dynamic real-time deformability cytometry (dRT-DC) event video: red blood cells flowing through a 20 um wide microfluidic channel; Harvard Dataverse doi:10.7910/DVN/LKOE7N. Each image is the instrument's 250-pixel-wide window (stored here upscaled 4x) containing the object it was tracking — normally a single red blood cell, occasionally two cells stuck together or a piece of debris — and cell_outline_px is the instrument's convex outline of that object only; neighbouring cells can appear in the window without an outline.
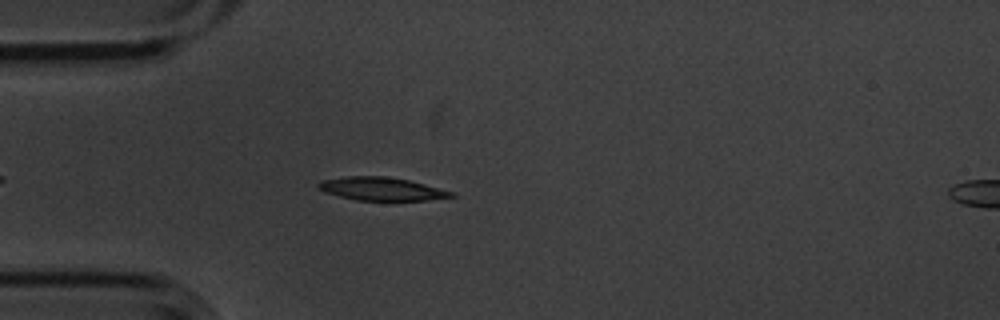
{"species": "common noctule bat (a hibernating species)", "species_latin": "Nyctalus noctula", "temperature_condition": "cold", "stored_images_in_passage": 5, "camera_frame_rate_fps": 3000, "um_per_image_px": 0.085, "animal": {"sex": "male", "body_mass_g": 20.1, "forearm_length_mm": 53.5}, "frame": {"image": 1, "passage_image": 4, "time_ms": 1.0, "image_size_px": [1000, 320], "cell_outline_px": [[456, 196], [428, 200], [356, 200], [324, 192], [316, 184], [320, 180], [348, 176], [384, 176], [408, 180], [456, 192]], "centroid_in_image_um": [32.44, 16.05], "position_along_channel_um": 52.6, "area_um2": 17.86}}